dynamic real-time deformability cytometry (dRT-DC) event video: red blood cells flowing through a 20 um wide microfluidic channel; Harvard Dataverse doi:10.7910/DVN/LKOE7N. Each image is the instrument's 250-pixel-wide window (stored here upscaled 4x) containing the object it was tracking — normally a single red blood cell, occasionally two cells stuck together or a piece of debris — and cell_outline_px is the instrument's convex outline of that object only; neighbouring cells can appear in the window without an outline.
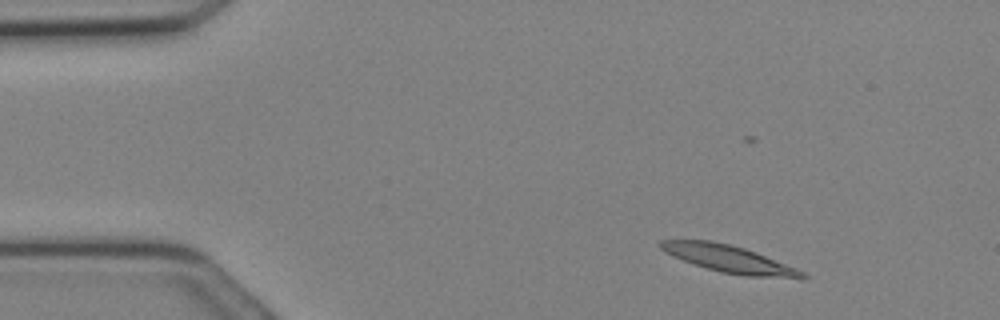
{"species": "Egyptian fruit bat (a non-hibernating species)", "species_latin": "Rousettus aegyptiacus", "temperature_condition": "cold", "stored_images_in_passage": 27, "camera_frame_rate_fps": 3000, "um_per_image_px": 0.085, "animal": {"sex": "female"}, "frame": {"image": 1, "passage_image": 1, "time_ms": 0.0, "image_size_px": [1000, 320], "cell_outline_px": [[808, 276], [744, 276], [720, 272], [684, 260], [664, 252], [660, 248], [660, 240], [712, 240], [744, 248], [756, 252], [796, 268], [804, 272]], "centroid_in_image_um": [61.87, 21.97], "position_along_channel_um": 23.1, "area_um2": 21.62}}
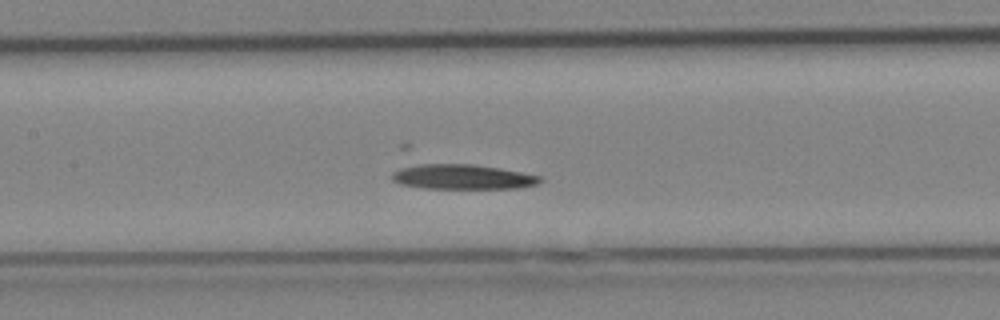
{"frame": {"image": 2, "passage_image": 11, "time_ms": 3.333, "image_size_px": [1000, 320], "cell_outline_px": [[544, 180], [536, 184], [520, 188], [424, 188], [400, 184], [392, 180], [392, 172], [408, 164], [472, 164], [520, 172], [540, 176]], "centroid_in_image_um": [39.26, 15.03], "position_along_channel_um": 168.1, "area_um2": 21.39}}
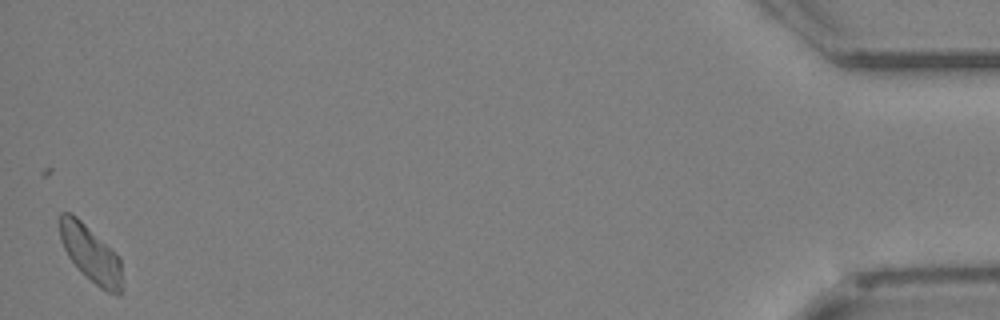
{"frame": {"image": 3, "passage_image": 27, "time_ms": 8.667, "image_size_px": [1000, 320], "cell_outline_px": [[120, 296], [116, 296], [100, 288], [80, 272], [68, 256], [60, 240], [60, 212], [72, 212], [120, 256]], "centroid_in_image_um": [7.69, 21.56], "position_along_channel_um": 427.5, "area_um2": 20.46}}